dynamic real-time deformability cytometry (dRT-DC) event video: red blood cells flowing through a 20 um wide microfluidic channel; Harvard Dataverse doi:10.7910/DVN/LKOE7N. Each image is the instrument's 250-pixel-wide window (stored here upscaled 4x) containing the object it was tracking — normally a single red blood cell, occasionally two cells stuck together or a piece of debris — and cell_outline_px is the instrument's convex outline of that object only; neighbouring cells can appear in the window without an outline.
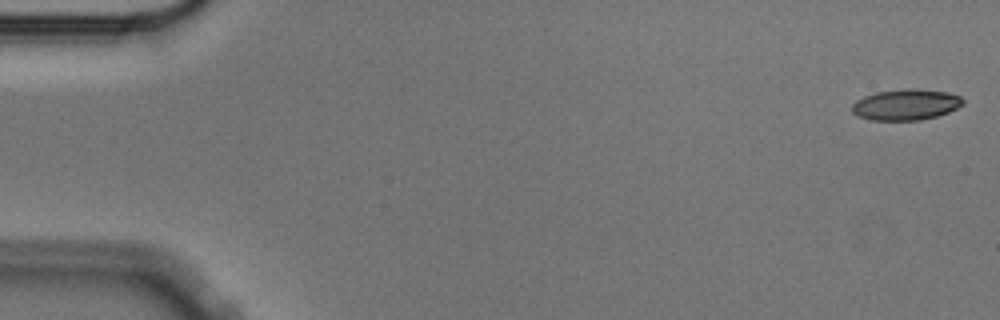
{"species": "Egyptian fruit bat (a non-hibernating species)", "species_latin": "Rousettus aegyptiacus", "temperature_condition": "cold", "stored_images_in_passage": 9, "camera_frame_rate_fps": 3000, "um_per_image_px": 0.085, "animal": {"sex": "male"}, "frame": {"image": 1, "passage_image": 1, "time_ms": 0.0, "image_size_px": [1000, 320], "cell_outline_px": [[964, 104], [948, 112], [936, 116], [920, 120], [872, 120], [856, 116], [852, 112], [852, 104], [856, 100], [864, 96], [876, 92], [912, 88], [916, 88], [948, 92], [960, 96], [964, 100]], "centroid_in_image_um": [76.99, 8.89], "position_along_channel_um": 8.0, "area_um2": 20.06}}